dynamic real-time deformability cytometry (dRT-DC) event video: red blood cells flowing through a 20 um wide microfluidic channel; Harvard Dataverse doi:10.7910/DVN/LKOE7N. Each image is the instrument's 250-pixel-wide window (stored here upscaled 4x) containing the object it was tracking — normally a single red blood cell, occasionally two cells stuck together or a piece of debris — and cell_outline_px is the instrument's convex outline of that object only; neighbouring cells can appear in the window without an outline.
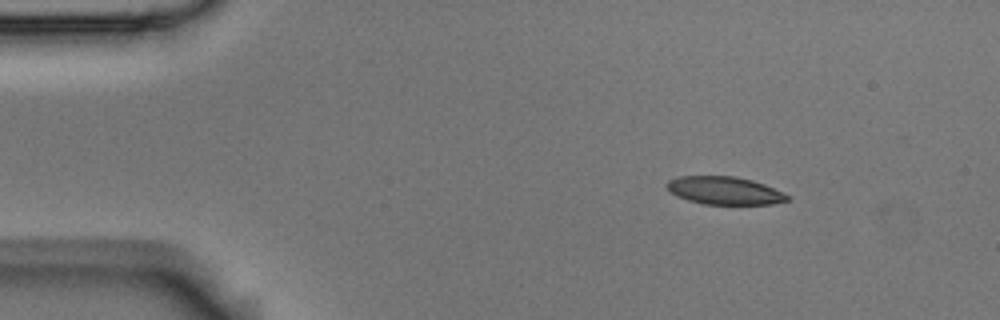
{"species": "Egyptian fruit bat (a non-hibernating species)", "species_latin": "Rousettus aegyptiacus", "temperature_condition": "room temperature", "stored_images_in_passage": 4, "camera_frame_rate_fps": 3000, "um_per_image_px": 0.085, "animal": {"sex": "male"}, "frame": {"image": 1, "passage_image": 1, "time_ms": 0.0, "image_size_px": [1000, 320], "cell_outline_px": [[788, 200], [772, 204], [704, 204], [688, 200], [676, 196], [664, 184], [668, 180], [680, 176], [736, 176], [752, 180], [764, 184], [784, 192], [788, 196]], "centroid_in_image_um": [61.57, 16.19], "position_along_channel_um": 23.4, "area_um2": 19.54}}
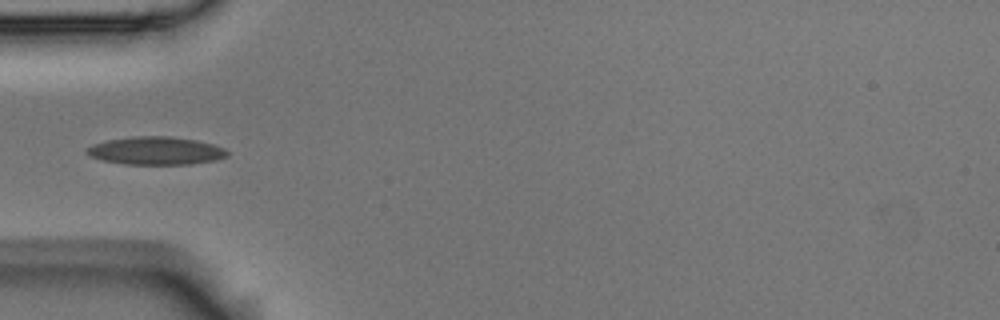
{"frame": {"image": 2, "passage_image": 4, "time_ms": 1.0, "image_size_px": [1000, 320], "cell_outline_px": [[228, 156], [216, 160], [192, 164], [124, 164], [100, 160], [88, 156], [84, 152], [92, 144], [108, 140], [132, 136], [168, 136], [196, 140], [212, 144], [224, 148], [228, 152]], "centroid_in_image_um": [13.22, 12.82], "position_along_channel_um": 71.8, "area_um2": 23.0}}